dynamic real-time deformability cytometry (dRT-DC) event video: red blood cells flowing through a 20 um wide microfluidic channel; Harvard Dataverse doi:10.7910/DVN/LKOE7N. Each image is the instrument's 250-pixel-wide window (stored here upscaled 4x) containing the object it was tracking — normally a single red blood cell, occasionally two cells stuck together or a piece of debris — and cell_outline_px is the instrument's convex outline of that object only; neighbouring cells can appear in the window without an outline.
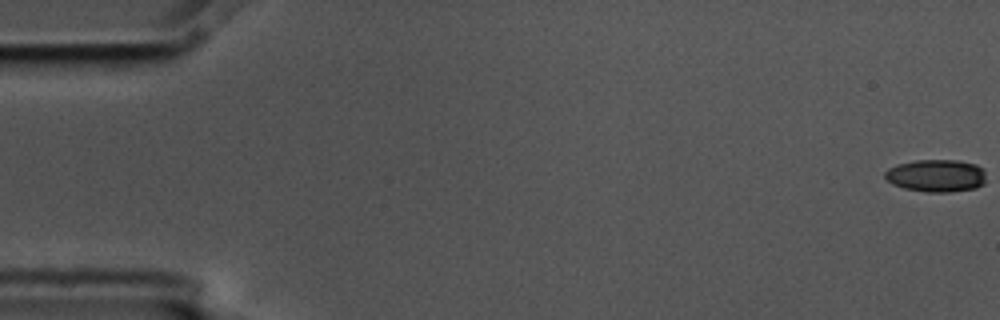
{"species": "common noctule bat (a hibernating species)", "species_latin": "Nyctalus noctula", "temperature_condition": "cold", "stored_images_in_passage": 6, "camera_frame_rate_fps": 3000, "um_per_image_px": 0.085, "animal": {"sex": "male", "body_mass_g": 17.5, "forearm_length_mm": 52.3}, "frame": {"image": 1, "passage_image": 1, "time_ms": 0.0, "image_size_px": [1000, 320], "cell_outline_px": [[984, 184], [976, 188], [948, 192], [928, 192], [904, 188], [892, 184], [884, 176], [884, 172], [888, 168], [896, 164], [916, 160], [960, 160], [976, 164], [984, 168]], "centroid_in_image_um": [79.58, 14.92], "position_along_channel_um": 5.4, "area_um2": 19.31}}
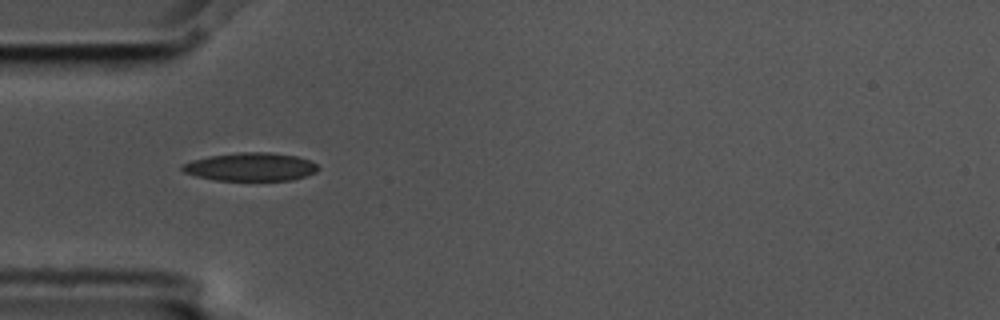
{"frame": {"image": 2, "passage_image": 5, "time_ms": 1.333, "image_size_px": [1000, 320], "cell_outline_px": [[320, 168], [316, 172], [292, 180], [216, 180], [196, 176], [184, 172], [180, 168], [184, 164], [192, 160], [208, 156], [240, 152], [268, 152], [296, 156], [308, 160], [316, 164]], "centroid_in_image_um": [21.3, 14.18], "position_along_channel_um": 63.7, "area_um2": 22.2}}